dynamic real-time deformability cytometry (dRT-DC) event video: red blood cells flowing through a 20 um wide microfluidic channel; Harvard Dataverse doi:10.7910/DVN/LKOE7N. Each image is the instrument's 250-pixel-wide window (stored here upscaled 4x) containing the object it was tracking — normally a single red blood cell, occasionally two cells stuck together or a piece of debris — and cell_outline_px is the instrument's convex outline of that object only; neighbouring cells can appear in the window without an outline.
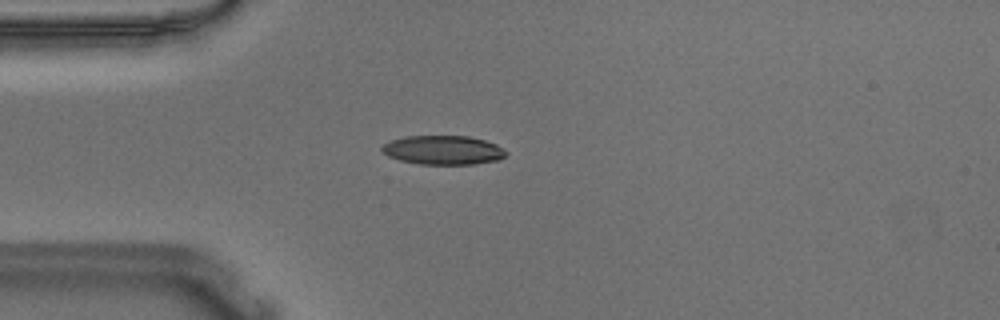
{"species": "Egyptian fruit bat (a non-hibernating species)", "species_latin": "Rousettus aegyptiacus", "temperature_condition": "warm", "stored_images_in_passage": 45, "camera_frame_rate_fps": 3000, "um_per_image_px": 0.085, "animal": {"sex": "male"}, "frame": {"image": 1, "passage_image": 4, "time_ms": 1.0, "image_size_px": [1000, 320], "cell_outline_px": [[508, 152], [500, 160], [476, 164], [420, 164], [400, 160], [388, 156], [380, 148], [384, 144], [392, 140], [404, 136], [468, 136], [484, 140], [496, 144]], "centroid_in_image_um": [37.69, 12.76], "position_along_channel_um": 47.3, "area_um2": 20.98}}
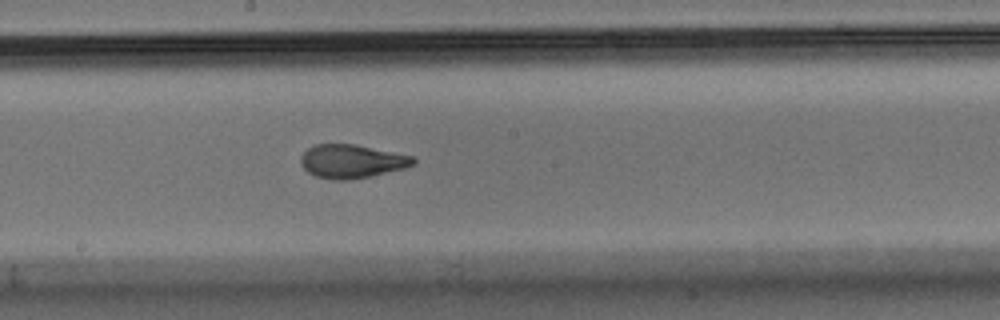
{"frame": {"image": 2, "passage_image": 19, "time_ms": 6.0, "image_size_px": [1000, 320], "cell_outline_px": [[416, 164], [404, 168], [372, 176], [352, 180], [332, 180], [316, 176], [308, 172], [300, 164], [300, 156], [308, 148], [316, 144], [356, 144], [412, 156], [416, 160]], "centroid_in_image_um": [29.89, 13.72], "position_along_channel_um": 218.3, "area_um2": 22.14}}
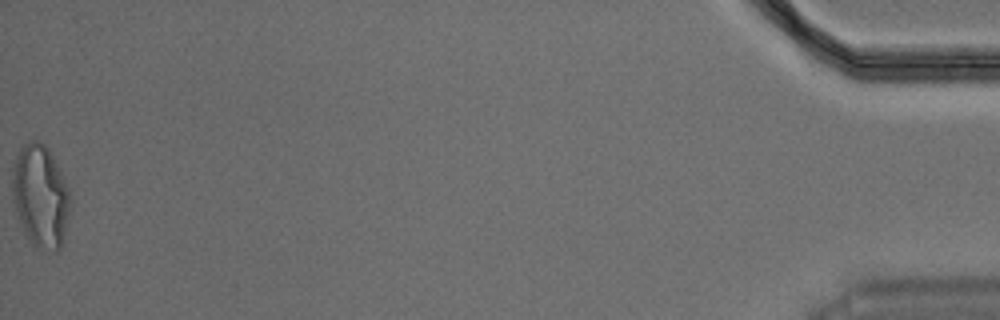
{"frame": {"image": 3, "passage_image": 45, "time_ms": 14.667, "image_size_px": [1000, 320], "cell_outline_px": [[72, 200], [64, 236], [60, 248], [56, 252], [36, 248], [24, 232], [16, 212], [12, 200], [12, 168], [20, 148], [24, 144], [32, 140], [36, 140], [44, 144], [48, 148], [60, 168], [64, 176]], "centroid_in_image_um": [3.45, 16.67], "position_along_channel_um": 431.7, "area_um2": 34.97}, "authors_computed_cell_mechanics": {"area_um2": 22.4842, "velocity_mm_per_s": 3.6387, "shape_relaxation_time_tau1_ms": 7.6839, "shape_relaxation_time_tau2_ms": 1.0881, "deformation_change_tau1": 0.2514, "deformation_change_tau2": 0.0805}}